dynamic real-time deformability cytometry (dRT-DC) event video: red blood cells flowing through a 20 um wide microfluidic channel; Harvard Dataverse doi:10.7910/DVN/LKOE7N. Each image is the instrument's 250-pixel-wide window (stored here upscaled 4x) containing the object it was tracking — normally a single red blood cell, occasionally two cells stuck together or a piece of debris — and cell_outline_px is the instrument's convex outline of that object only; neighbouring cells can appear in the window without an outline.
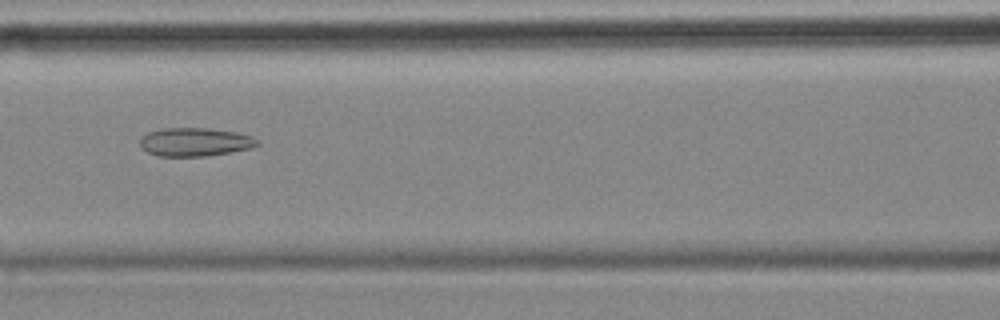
{"species": "common noctule bat (a hibernating species)", "species_latin": "Nyctalus noctula", "temperature_condition": "cold", "stored_images_in_passage": 56, "camera_frame_rate_fps": 3000, "um_per_image_px": 0.085, "animal": {"sex": "female", "body_mass_g": 18.4}, "frame": {"image": 1, "passage_image": 24, "time_ms": 7.667, "image_size_px": [1000, 320], "cell_outline_px": [[260, 144], [252, 148], [208, 156], [156, 156], [140, 148], [140, 136], [148, 132], [164, 128], [208, 128], [236, 132], [252, 136], [260, 140]], "centroid_in_image_um": [16.57, 12.07], "position_along_channel_um": 150.0, "area_um2": 19.71}}
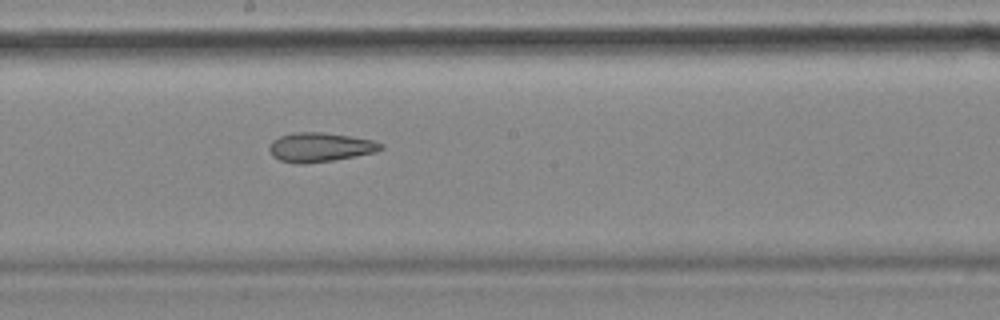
{"frame": {"image": 2, "passage_image": 30, "time_ms": 9.667, "image_size_px": [1000, 320], "cell_outline_px": [[384, 148], [376, 152], [356, 156], [332, 160], [304, 164], [296, 164], [280, 160], [272, 156], [268, 148], [272, 140], [280, 136], [292, 132], [324, 132], [372, 140], [384, 144]], "centroid_in_image_um": [27.19, 12.51], "position_along_channel_um": 221.0, "area_um2": 19.07}}
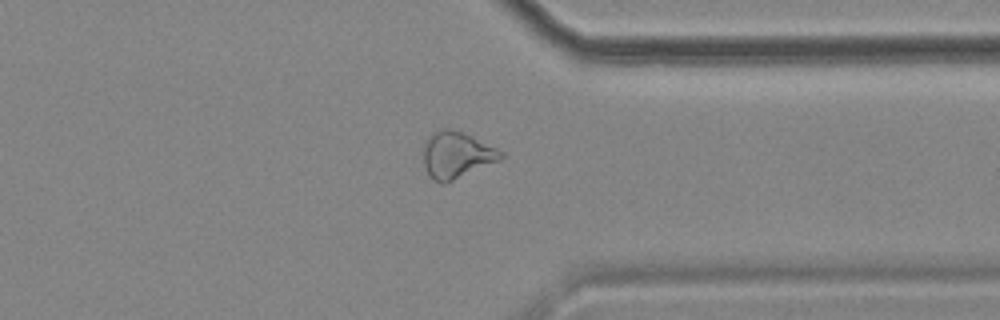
{"frame": {"image": 3, "passage_image": 43, "time_ms": 14.0, "image_size_px": [1000, 320], "cell_outline_px": [[504, 156], [500, 160], [444, 184], [440, 184], [432, 180], [428, 176], [424, 164], [424, 140], [432, 132], [444, 128], [448, 128], [460, 132], [496, 148], [504, 152]], "centroid_in_image_um": [38.76, 13.19], "position_along_channel_um": 372.6, "area_um2": 20.87}, "authors_computed_cell_mechanics": {"area_um2": 22.8599, "velocity_mm_per_s": 3.5665, "shape_relaxation_time_tau1_ms": null, "shape_relaxation_time_tau2_ms": 2.8302, "deformation_change_tau1": null, "deformation_change_tau2": 0.1186}}